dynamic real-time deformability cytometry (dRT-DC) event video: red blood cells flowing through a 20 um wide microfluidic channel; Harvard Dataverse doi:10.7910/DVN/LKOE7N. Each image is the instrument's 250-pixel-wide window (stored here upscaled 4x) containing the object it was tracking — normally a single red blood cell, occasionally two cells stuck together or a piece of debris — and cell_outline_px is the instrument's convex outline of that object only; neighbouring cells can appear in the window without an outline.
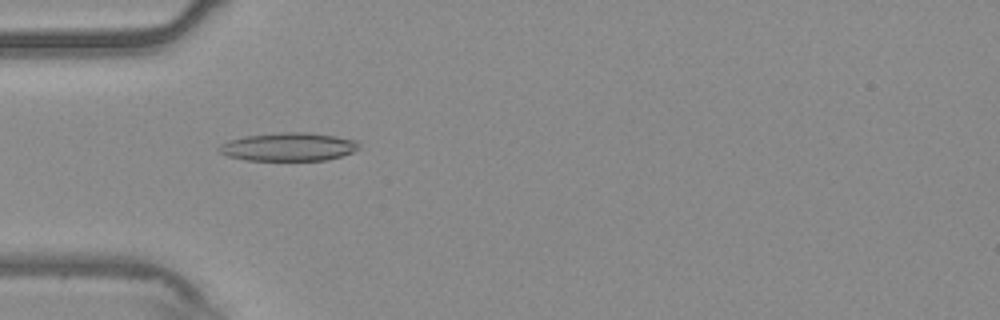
{"species": "common noctule bat (a hibernating species)", "species_latin": "Nyctalus noctula", "temperature_condition": "warm", "stored_images_in_passage": 54, "camera_frame_rate_fps": 3000, "um_per_image_px": 0.085, "animal": {"sex": "male", "body_mass_g": 20.4}, "frame": {"image": 1, "passage_image": 17, "time_ms": 5.333, "image_size_px": [1000, 320], "cell_outline_px": [[360, 148], [352, 152], [328, 160], [244, 160], [228, 156], [220, 152], [216, 148], [220, 144], [228, 140], [244, 136], [280, 132], [312, 132], [336, 136], [356, 140]], "centroid_in_image_um": [24.5, 12.47], "position_along_channel_um": 60.5, "area_um2": 23.24}}
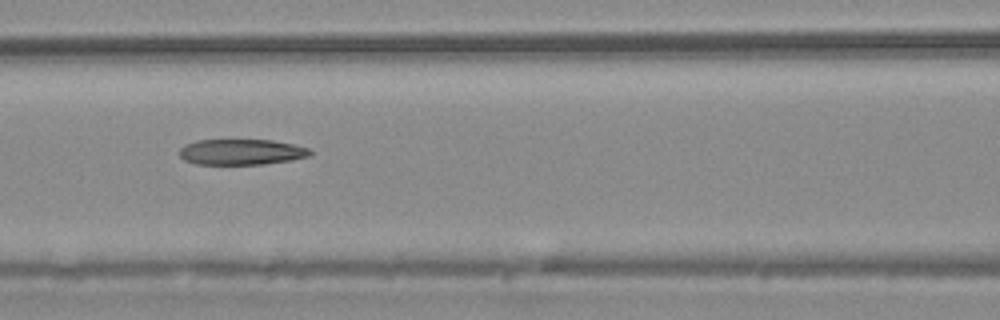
{"frame": {"image": 2, "passage_image": 24, "time_ms": 7.667, "image_size_px": [1000, 320], "cell_outline_px": [[312, 152], [308, 156], [292, 160], [264, 164], [196, 164], [184, 160], [180, 156], [180, 148], [184, 144], [196, 140], [272, 140], [292, 144], [308, 148]], "centroid_in_image_um": [20.49, 12.91], "position_along_channel_um": 146.1, "area_um2": 19.54}}
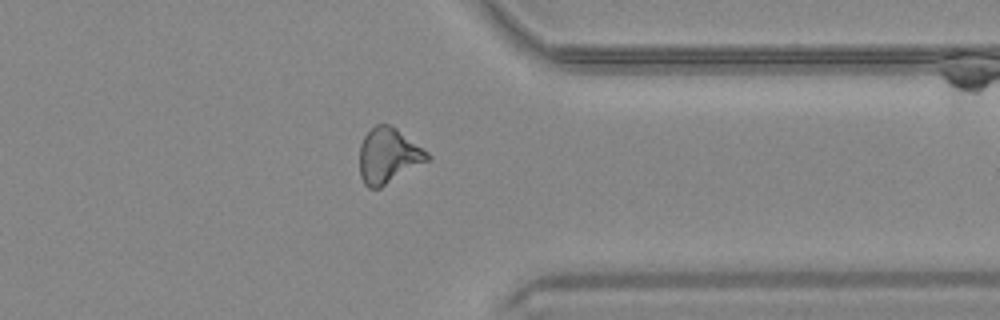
{"frame": {"image": 3, "passage_image": 43, "time_ms": 14.0, "image_size_px": [1000, 320], "cell_outline_px": [[432, 156], [428, 160], [380, 188], [368, 188], [364, 184], [360, 176], [360, 144], [364, 136], [376, 124], [388, 124], [396, 128], [428, 152]], "centroid_in_image_um": [32.99, 13.24], "position_along_channel_um": 378.4, "area_um2": 21.62}, "authors_computed_cell_mechanics": {"area_um2": 21.5883, "velocity_mm_per_s": 3.7668, "shape_relaxation_time_tau1_ms": null, "shape_relaxation_time_tau2_ms": 5.6569, "deformation_change_tau1": null, "deformation_change_tau2": 0.1825}}